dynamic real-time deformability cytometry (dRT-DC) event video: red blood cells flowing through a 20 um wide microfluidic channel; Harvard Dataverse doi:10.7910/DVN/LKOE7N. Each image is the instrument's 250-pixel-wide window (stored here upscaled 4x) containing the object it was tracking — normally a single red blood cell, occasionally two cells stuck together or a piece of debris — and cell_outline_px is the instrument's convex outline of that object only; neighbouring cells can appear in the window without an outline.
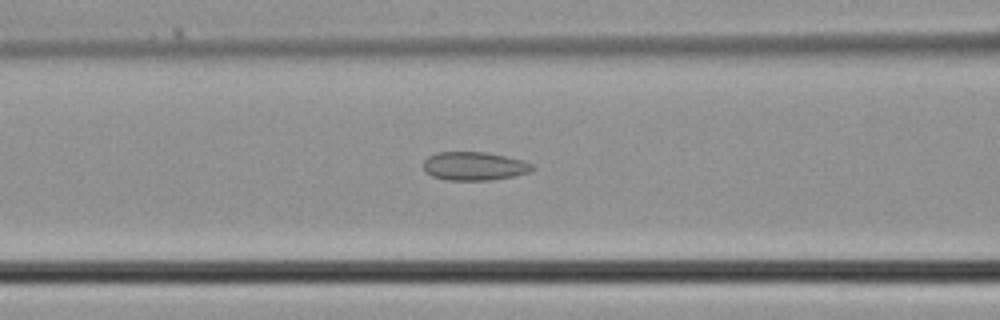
{"species": "common noctule bat (a hibernating species)", "species_latin": "Nyctalus noctula", "temperature_condition": "cold", "stored_images_in_passage": 30, "camera_frame_rate_fps": 3000, "um_per_image_px": 0.085, "animal": {"sex": "male", "body_mass_g": 21.5, "forearm_length_mm": 52.0}, "frame": {"image": 1, "passage_image": 7, "time_ms": 2.0, "image_size_px": [1000, 320], "cell_outline_px": [[536, 168], [532, 172], [492, 180], [448, 180], [432, 176], [424, 172], [424, 160], [428, 156], [436, 152], [488, 152], [520, 160], [532, 164]], "centroid_in_image_um": [40.3, 14.12], "position_along_channel_um": 126.3, "area_um2": 18.15}}
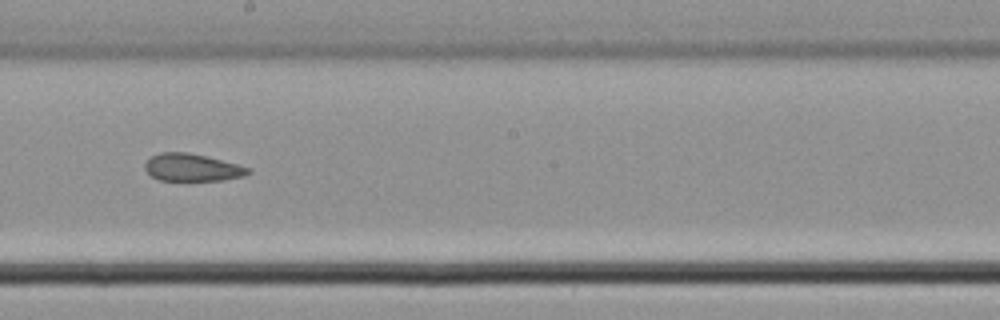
{"frame": {"image": 2, "passage_image": 13, "time_ms": 4.0, "image_size_px": [1000, 320], "cell_outline_px": [[252, 172], [244, 176], [224, 180], [160, 180], [152, 176], [144, 168], [144, 164], [152, 156], [160, 152], [188, 152], [252, 168]], "centroid_in_image_um": [16.35, 14.24], "position_along_channel_um": 231.9, "area_um2": 16.36}}
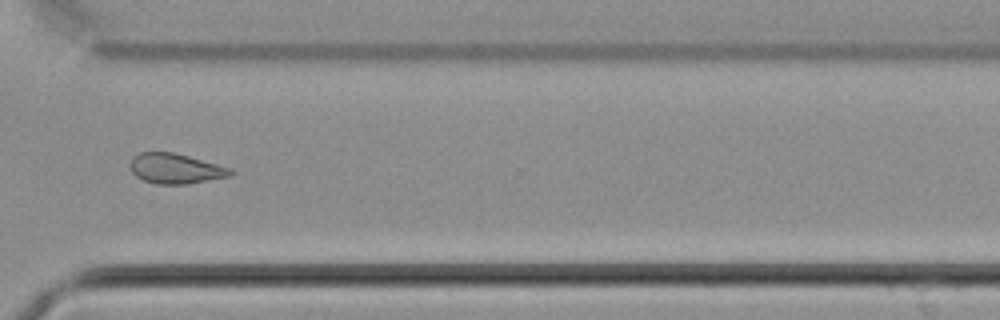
{"frame": {"image": 3, "passage_image": 20, "time_ms": 6.333, "image_size_px": [1000, 320], "cell_outline_px": [[236, 172], [232, 176], [188, 184], [156, 184], [144, 180], [136, 176], [132, 172], [128, 164], [132, 156], [140, 152], [172, 152], [188, 156], [232, 168]], "centroid_in_image_um": [14.93, 14.33], "position_along_channel_um": 355.7, "area_um2": 17.86}}